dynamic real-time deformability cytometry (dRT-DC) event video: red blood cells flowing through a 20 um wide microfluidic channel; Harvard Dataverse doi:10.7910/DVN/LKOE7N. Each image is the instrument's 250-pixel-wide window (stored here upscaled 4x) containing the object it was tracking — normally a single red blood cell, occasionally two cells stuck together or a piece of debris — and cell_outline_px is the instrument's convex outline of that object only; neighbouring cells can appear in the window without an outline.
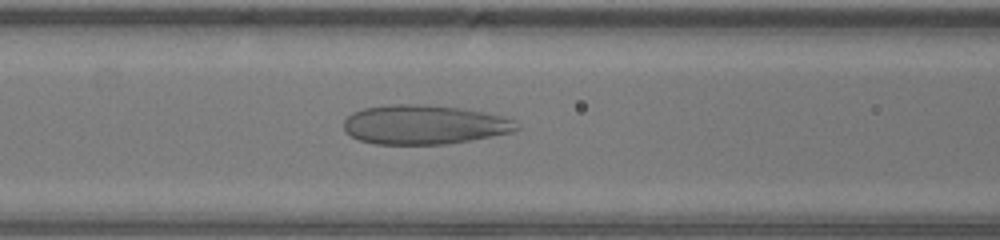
{"species": "human", "species_latin": "Homo sapiens", "temperature_condition": "warm", "stored_images_in_passage": 34, "camera_frame_rate_fps": 3000, "um_per_image_px": 0.085, "donor": {"sex": "male"}, "frame": {"image": 1, "passage_image": 10, "time_ms": 3.0, "image_size_px": [1000, 240], "cell_outline_px": [[520, 128], [512, 132], [468, 140], [444, 144], [376, 144], [360, 140], [352, 136], [344, 128], [344, 120], [352, 112], [364, 108], [388, 104], [424, 104], [460, 108], [484, 112], [500, 116], [512, 120]], "centroid_in_image_um": [36.02, 10.58], "position_along_channel_um": 130.6, "area_um2": 39.25}}
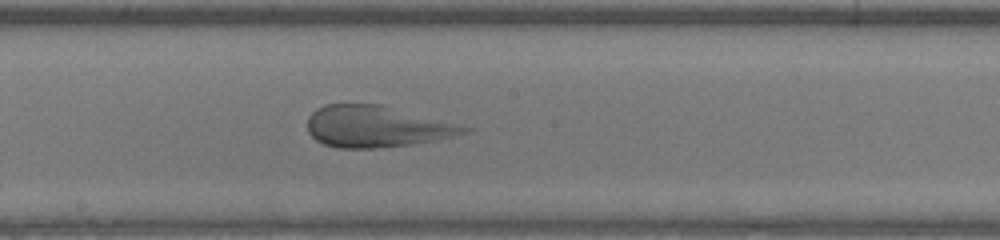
{"frame": {"image": 2, "passage_image": 16, "time_ms": 5.0, "image_size_px": [1000, 240], "cell_outline_px": [[472, 128], [468, 132], [432, 140], [408, 144], [376, 148], [336, 148], [324, 144], [316, 140], [308, 132], [308, 116], [316, 108], [324, 104], [380, 104]], "centroid_in_image_um": [31.9, 10.75], "position_along_channel_um": 216.3, "area_um2": 37.22}}
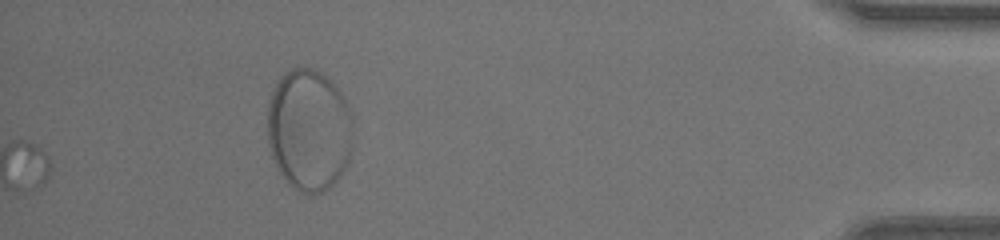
{"frame": {"image": 3, "passage_image": 34, "time_ms": 11.0, "image_size_px": [1000, 240], "cell_outline_px": [[352, 148], [348, 164], [340, 176], [328, 188], [316, 196], [312, 196], [300, 192], [288, 184], [276, 168], [268, 144], [268, 108], [272, 92], [280, 76], [284, 72], [292, 68], [312, 68], [320, 72], [336, 84], [344, 96], [352, 116]], "centroid_in_image_um": [26.28, 11.07], "position_along_channel_um": 408.9, "area_um2": 61.67}}